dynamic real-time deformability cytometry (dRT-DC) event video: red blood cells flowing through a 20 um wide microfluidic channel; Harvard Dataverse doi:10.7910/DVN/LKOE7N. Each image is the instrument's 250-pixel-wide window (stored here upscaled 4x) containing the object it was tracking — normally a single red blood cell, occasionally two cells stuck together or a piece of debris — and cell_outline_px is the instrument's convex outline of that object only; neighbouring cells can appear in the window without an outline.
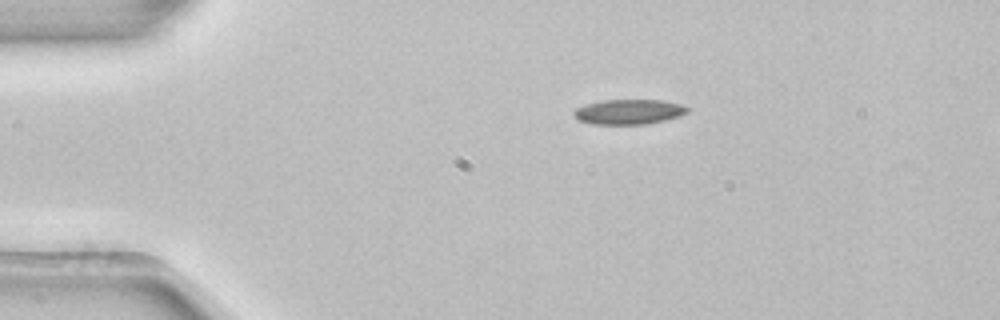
{"species": "common noctule bat (a hibernating species)", "species_latin": "Nyctalus noctula", "temperature_condition": "room temperature", "stored_images_in_passage": 3, "segment_of_instrument_passage": [1, 2], "camera_frame_rate_fps": 3000, "um_per_image_px": 0.085, "animal": {"sex": "female", "body_mass_g": 22.7, "forearm_length_mm": 54.2}, "frame": {"image": 1, "passage_image": 1, "time_ms": 0.0, "image_size_px": [1000, 320], "cell_outline_px": [[692, 108], [688, 112], [680, 116], [664, 120], [644, 124], [592, 124], [580, 120], [572, 112], [576, 108], [584, 104], [604, 100], [660, 100], [680, 104]], "centroid_in_image_um": [53.47, 9.5], "position_along_channel_um": 31.5, "area_um2": 16.47}}